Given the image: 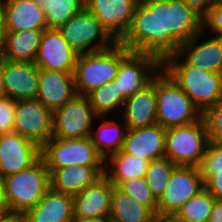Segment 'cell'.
I'll return each instance as SVG.
<instances>
[{"label":"cell","instance_id":"obj_1","mask_svg":"<svg viewBox=\"0 0 222 222\" xmlns=\"http://www.w3.org/2000/svg\"><path fill=\"white\" fill-rule=\"evenodd\" d=\"M201 31L202 16L183 0H148L137 3L131 25L119 43L162 63Z\"/></svg>","mask_w":222,"mask_h":222},{"label":"cell","instance_id":"obj_2","mask_svg":"<svg viewBox=\"0 0 222 222\" xmlns=\"http://www.w3.org/2000/svg\"><path fill=\"white\" fill-rule=\"evenodd\" d=\"M162 68L202 113L222 97V73L191 66L178 53L168 56Z\"/></svg>","mask_w":222,"mask_h":222},{"label":"cell","instance_id":"obj_3","mask_svg":"<svg viewBox=\"0 0 222 222\" xmlns=\"http://www.w3.org/2000/svg\"><path fill=\"white\" fill-rule=\"evenodd\" d=\"M131 51L117 42L112 47L78 55L73 78L78 95H87L92 90L115 80L121 61Z\"/></svg>","mask_w":222,"mask_h":222},{"label":"cell","instance_id":"obj_4","mask_svg":"<svg viewBox=\"0 0 222 222\" xmlns=\"http://www.w3.org/2000/svg\"><path fill=\"white\" fill-rule=\"evenodd\" d=\"M157 123L163 128L198 121L202 112L176 81L161 67L156 73Z\"/></svg>","mask_w":222,"mask_h":222},{"label":"cell","instance_id":"obj_5","mask_svg":"<svg viewBox=\"0 0 222 222\" xmlns=\"http://www.w3.org/2000/svg\"><path fill=\"white\" fill-rule=\"evenodd\" d=\"M3 180L9 212L14 213L24 214L40 202L50 189V173L42 158L31 167Z\"/></svg>","mask_w":222,"mask_h":222},{"label":"cell","instance_id":"obj_6","mask_svg":"<svg viewBox=\"0 0 222 222\" xmlns=\"http://www.w3.org/2000/svg\"><path fill=\"white\" fill-rule=\"evenodd\" d=\"M209 144L205 121L166 128L165 157L177 166L199 167Z\"/></svg>","mask_w":222,"mask_h":222},{"label":"cell","instance_id":"obj_7","mask_svg":"<svg viewBox=\"0 0 222 222\" xmlns=\"http://www.w3.org/2000/svg\"><path fill=\"white\" fill-rule=\"evenodd\" d=\"M43 159L49 173L69 166H105L104 158L98 153L91 137L61 139L51 137L41 147Z\"/></svg>","mask_w":222,"mask_h":222},{"label":"cell","instance_id":"obj_8","mask_svg":"<svg viewBox=\"0 0 222 222\" xmlns=\"http://www.w3.org/2000/svg\"><path fill=\"white\" fill-rule=\"evenodd\" d=\"M57 30L79 54L105 50L117 43L85 6Z\"/></svg>","mask_w":222,"mask_h":222},{"label":"cell","instance_id":"obj_9","mask_svg":"<svg viewBox=\"0 0 222 222\" xmlns=\"http://www.w3.org/2000/svg\"><path fill=\"white\" fill-rule=\"evenodd\" d=\"M204 188L199 167L176 166L158 199L157 217H173L184 203Z\"/></svg>","mask_w":222,"mask_h":222},{"label":"cell","instance_id":"obj_10","mask_svg":"<svg viewBox=\"0 0 222 222\" xmlns=\"http://www.w3.org/2000/svg\"><path fill=\"white\" fill-rule=\"evenodd\" d=\"M98 115L85 95H76L53 111L52 137L61 139L90 137Z\"/></svg>","mask_w":222,"mask_h":222},{"label":"cell","instance_id":"obj_11","mask_svg":"<svg viewBox=\"0 0 222 222\" xmlns=\"http://www.w3.org/2000/svg\"><path fill=\"white\" fill-rule=\"evenodd\" d=\"M53 112L37 99L16 101L13 132L42 147L53 133Z\"/></svg>","mask_w":222,"mask_h":222},{"label":"cell","instance_id":"obj_12","mask_svg":"<svg viewBox=\"0 0 222 222\" xmlns=\"http://www.w3.org/2000/svg\"><path fill=\"white\" fill-rule=\"evenodd\" d=\"M41 158V147L19 133H6L0 138V177L20 172Z\"/></svg>","mask_w":222,"mask_h":222},{"label":"cell","instance_id":"obj_13","mask_svg":"<svg viewBox=\"0 0 222 222\" xmlns=\"http://www.w3.org/2000/svg\"><path fill=\"white\" fill-rule=\"evenodd\" d=\"M161 67L155 56L131 51L121 61L116 75L118 88L128 97L148 84Z\"/></svg>","mask_w":222,"mask_h":222},{"label":"cell","instance_id":"obj_14","mask_svg":"<svg viewBox=\"0 0 222 222\" xmlns=\"http://www.w3.org/2000/svg\"><path fill=\"white\" fill-rule=\"evenodd\" d=\"M78 55L57 29H46L34 63L39 68L73 73Z\"/></svg>","mask_w":222,"mask_h":222},{"label":"cell","instance_id":"obj_15","mask_svg":"<svg viewBox=\"0 0 222 222\" xmlns=\"http://www.w3.org/2000/svg\"><path fill=\"white\" fill-rule=\"evenodd\" d=\"M84 3L108 33L119 42L131 25L138 2L137 0H84Z\"/></svg>","mask_w":222,"mask_h":222},{"label":"cell","instance_id":"obj_16","mask_svg":"<svg viewBox=\"0 0 222 222\" xmlns=\"http://www.w3.org/2000/svg\"><path fill=\"white\" fill-rule=\"evenodd\" d=\"M2 73L7 97L16 101L36 99L39 67L34 62L2 59Z\"/></svg>","mask_w":222,"mask_h":222},{"label":"cell","instance_id":"obj_17","mask_svg":"<svg viewBox=\"0 0 222 222\" xmlns=\"http://www.w3.org/2000/svg\"><path fill=\"white\" fill-rule=\"evenodd\" d=\"M127 129H137L157 123L156 74L138 92L129 95L122 107Z\"/></svg>","mask_w":222,"mask_h":222},{"label":"cell","instance_id":"obj_18","mask_svg":"<svg viewBox=\"0 0 222 222\" xmlns=\"http://www.w3.org/2000/svg\"><path fill=\"white\" fill-rule=\"evenodd\" d=\"M113 185L103 175L94 184L73 196V219H109Z\"/></svg>","mask_w":222,"mask_h":222},{"label":"cell","instance_id":"obj_19","mask_svg":"<svg viewBox=\"0 0 222 222\" xmlns=\"http://www.w3.org/2000/svg\"><path fill=\"white\" fill-rule=\"evenodd\" d=\"M202 30L188 42L181 44L178 54L191 66L222 73V37L210 35L204 41Z\"/></svg>","mask_w":222,"mask_h":222},{"label":"cell","instance_id":"obj_20","mask_svg":"<svg viewBox=\"0 0 222 222\" xmlns=\"http://www.w3.org/2000/svg\"><path fill=\"white\" fill-rule=\"evenodd\" d=\"M77 95L73 73L39 68L36 99L52 112Z\"/></svg>","mask_w":222,"mask_h":222},{"label":"cell","instance_id":"obj_21","mask_svg":"<svg viewBox=\"0 0 222 222\" xmlns=\"http://www.w3.org/2000/svg\"><path fill=\"white\" fill-rule=\"evenodd\" d=\"M166 128L155 123L137 129H128L122 150L149 161L165 157Z\"/></svg>","mask_w":222,"mask_h":222},{"label":"cell","instance_id":"obj_22","mask_svg":"<svg viewBox=\"0 0 222 222\" xmlns=\"http://www.w3.org/2000/svg\"><path fill=\"white\" fill-rule=\"evenodd\" d=\"M7 31L46 30L45 12L35 0H0Z\"/></svg>","mask_w":222,"mask_h":222},{"label":"cell","instance_id":"obj_23","mask_svg":"<svg viewBox=\"0 0 222 222\" xmlns=\"http://www.w3.org/2000/svg\"><path fill=\"white\" fill-rule=\"evenodd\" d=\"M104 172L105 166L76 165L58 168L50 174V188L74 196L94 184Z\"/></svg>","mask_w":222,"mask_h":222},{"label":"cell","instance_id":"obj_24","mask_svg":"<svg viewBox=\"0 0 222 222\" xmlns=\"http://www.w3.org/2000/svg\"><path fill=\"white\" fill-rule=\"evenodd\" d=\"M25 222H72L73 196L51 188L35 206L24 213Z\"/></svg>","mask_w":222,"mask_h":222},{"label":"cell","instance_id":"obj_25","mask_svg":"<svg viewBox=\"0 0 222 222\" xmlns=\"http://www.w3.org/2000/svg\"><path fill=\"white\" fill-rule=\"evenodd\" d=\"M148 163V159L130 155L121 149L105 160L104 175L117 187L123 181L144 177Z\"/></svg>","mask_w":222,"mask_h":222},{"label":"cell","instance_id":"obj_26","mask_svg":"<svg viewBox=\"0 0 222 222\" xmlns=\"http://www.w3.org/2000/svg\"><path fill=\"white\" fill-rule=\"evenodd\" d=\"M44 30L8 31L2 59L34 62Z\"/></svg>","mask_w":222,"mask_h":222},{"label":"cell","instance_id":"obj_27","mask_svg":"<svg viewBox=\"0 0 222 222\" xmlns=\"http://www.w3.org/2000/svg\"><path fill=\"white\" fill-rule=\"evenodd\" d=\"M105 117L108 116H98L99 127L94 131L92 128L91 139L96 147L98 153L106 160L112 154L118 152L122 149L124 139L127 133V126L120 119L122 123L115 122L113 120H108Z\"/></svg>","mask_w":222,"mask_h":222},{"label":"cell","instance_id":"obj_28","mask_svg":"<svg viewBox=\"0 0 222 222\" xmlns=\"http://www.w3.org/2000/svg\"><path fill=\"white\" fill-rule=\"evenodd\" d=\"M157 216L113 185L109 222H153Z\"/></svg>","mask_w":222,"mask_h":222},{"label":"cell","instance_id":"obj_29","mask_svg":"<svg viewBox=\"0 0 222 222\" xmlns=\"http://www.w3.org/2000/svg\"><path fill=\"white\" fill-rule=\"evenodd\" d=\"M86 96L98 116H108L116 109H122L127 98L118 88L116 80L92 90Z\"/></svg>","mask_w":222,"mask_h":222},{"label":"cell","instance_id":"obj_30","mask_svg":"<svg viewBox=\"0 0 222 222\" xmlns=\"http://www.w3.org/2000/svg\"><path fill=\"white\" fill-rule=\"evenodd\" d=\"M216 198L204 188L184 203L172 217L177 222H208Z\"/></svg>","mask_w":222,"mask_h":222},{"label":"cell","instance_id":"obj_31","mask_svg":"<svg viewBox=\"0 0 222 222\" xmlns=\"http://www.w3.org/2000/svg\"><path fill=\"white\" fill-rule=\"evenodd\" d=\"M47 29H59L84 6V0H43Z\"/></svg>","mask_w":222,"mask_h":222},{"label":"cell","instance_id":"obj_32","mask_svg":"<svg viewBox=\"0 0 222 222\" xmlns=\"http://www.w3.org/2000/svg\"><path fill=\"white\" fill-rule=\"evenodd\" d=\"M177 165L167 157L149 161L145 172V179L152 194L158 200L163 194L171 173Z\"/></svg>","mask_w":222,"mask_h":222},{"label":"cell","instance_id":"obj_33","mask_svg":"<svg viewBox=\"0 0 222 222\" xmlns=\"http://www.w3.org/2000/svg\"><path fill=\"white\" fill-rule=\"evenodd\" d=\"M117 188L138 203L148 207L157 216L158 200L152 194L145 177L121 182Z\"/></svg>","mask_w":222,"mask_h":222},{"label":"cell","instance_id":"obj_34","mask_svg":"<svg viewBox=\"0 0 222 222\" xmlns=\"http://www.w3.org/2000/svg\"><path fill=\"white\" fill-rule=\"evenodd\" d=\"M202 117L205 121L209 143L222 145V97L213 105L208 107Z\"/></svg>","mask_w":222,"mask_h":222},{"label":"cell","instance_id":"obj_35","mask_svg":"<svg viewBox=\"0 0 222 222\" xmlns=\"http://www.w3.org/2000/svg\"><path fill=\"white\" fill-rule=\"evenodd\" d=\"M199 168L202 176L222 173V145L209 143Z\"/></svg>","mask_w":222,"mask_h":222},{"label":"cell","instance_id":"obj_36","mask_svg":"<svg viewBox=\"0 0 222 222\" xmlns=\"http://www.w3.org/2000/svg\"><path fill=\"white\" fill-rule=\"evenodd\" d=\"M202 30L222 37V2L213 3L202 17Z\"/></svg>","mask_w":222,"mask_h":222},{"label":"cell","instance_id":"obj_37","mask_svg":"<svg viewBox=\"0 0 222 222\" xmlns=\"http://www.w3.org/2000/svg\"><path fill=\"white\" fill-rule=\"evenodd\" d=\"M16 100L10 97L0 99V135L13 132Z\"/></svg>","mask_w":222,"mask_h":222},{"label":"cell","instance_id":"obj_38","mask_svg":"<svg viewBox=\"0 0 222 222\" xmlns=\"http://www.w3.org/2000/svg\"><path fill=\"white\" fill-rule=\"evenodd\" d=\"M205 188L216 198L222 201V173L214 176H203Z\"/></svg>","mask_w":222,"mask_h":222},{"label":"cell","instance_id":"obj_39","mask_svg":"<svg viewBox=\"0 0 222 222\" xmlns=\"http://www.w3.org/2000/svg\"><path fill=\"white\" fill-rule=\"evenodd\" d=\"M189 7L193 8L202 17L208 12L214 0H183Z\"/></svg>","mask_w":222,"mask_h":222},{"label":"cell","instance_id":"obj_40","mask_svg":"<svg viewBox=\"0 0 222 222\" xmlns=\"http://www.w3.org/2000/svg\"><path fill=\"white\" fill-rule=\"evenodd\" d=\"M7 33L8 31L6 27L4 13L0 7V60L2 59V56H3Z\"/></svg>","mask_w":222,"mask_h":222},{"label":"cell","instance_id":"obj_41","mask_svg":"<svg viewBox=\"0 0 222 222\" xmlns=\"http://www.w3.org/2000/svg\"><path fill=\"white\" fill-rule=\"evenodd\" d=\"M208 222H222V201L214 202Z\"/></svg>","mask_w":222,"mask_h":222},{"label":"cell","instance_id":"obj_42","mask_svg":"<svg viewBox=\"0 0 222 222\" xmlns=\"http://www.w3.org/2000/svg\"><path fill=\"white\" fill-rule=\"evenodd\" d=\"M9 213V207L5 196L4 180L0 177V215Z\"/></svg>","mask_w":222,"mask_h":222},{"label":"cell","instance_id":"obj_43","mask_svg":"<svg viewBox=\"0 0 222 222\" xmlns=\"http://www.w3.org/2000/svg\"><path fill=\"white\" fill-rule=\"evenodd\" d=\"M0 222H25V218L23 213L9 212L0 215Z\"/></svg>","mask_w":222,"mask_h":222},{"label":"cell","instance_id":"obj_44","mask_svg":"<svg viewBox=\"0 0 222 222\" xmlns=\"http://www.w3.org/2000/svg\"><path fill=\"white\" fill-rule=\"evenodd\" d=\"M7 97V93L4 86V77L2 73V59L0 60V99Z\"/></svg>","mask_w":222,"mask_h":222},{"label":"cell","instance_id":"obj_45","mask_svg":"<svg viewBox=\"0 0 222 222\" xmlns=\"http://www.w3.org/2000/svg\"><path fill=\"white\" fill-rule=\"evenodd\" d=\"M72 222H109L104 219H73Z\"/></svg>","mask_w":222,"mask_h":222},{"label":"cell","instance_id":"obj_46","mask_svg":"<svg viewBox=\"0 0 222 222\" xmlns=\"http://www.w3.org/2000/svg\"><path fill=\"white\" fill-rule=\"evenodd\" d=\"M153 222H177L172 217H156Z\"/></svg>","mask_w":222,"mask_h":222},{"label":"cell","instance_id":"obj_47","mask_svg":"<svg viewBox=\"0 0 222 222\" xmlns=\"http://www.w3.org/2000/svg\"><path fill=\"white\" fill-rule=\"evenodd\" d=\"M145 1H148V0H137V2H145Z\"/></svg>","mask_w":222,"mask_h":222},{"label":"cell","instance_id":"obj_48","mask_svg":"<svg viewBox=\"0 0 222 222\" xmlns=\"http://www.w3.org/2000/svg\"><path fill=\"white\" fill-rule=\"evenodd\" d=\"M35 1L38 2V3H42L43 0H35Z\"/></svg>","mask_w":222,"mask_h":222},{"label":"cell","instance_id":"obj_49","mask_svg":"<svg viewBox=\"0 0 222 222\" xmlns=\"http://www.w3.org/2000/svg\"><path fill=\"white\" fill-rule=\"evenodd\" d=\"M216 2H222V0H214V3H216Z\"/></svg>","mask_w":222,"mask_h":222}]
</instances>
